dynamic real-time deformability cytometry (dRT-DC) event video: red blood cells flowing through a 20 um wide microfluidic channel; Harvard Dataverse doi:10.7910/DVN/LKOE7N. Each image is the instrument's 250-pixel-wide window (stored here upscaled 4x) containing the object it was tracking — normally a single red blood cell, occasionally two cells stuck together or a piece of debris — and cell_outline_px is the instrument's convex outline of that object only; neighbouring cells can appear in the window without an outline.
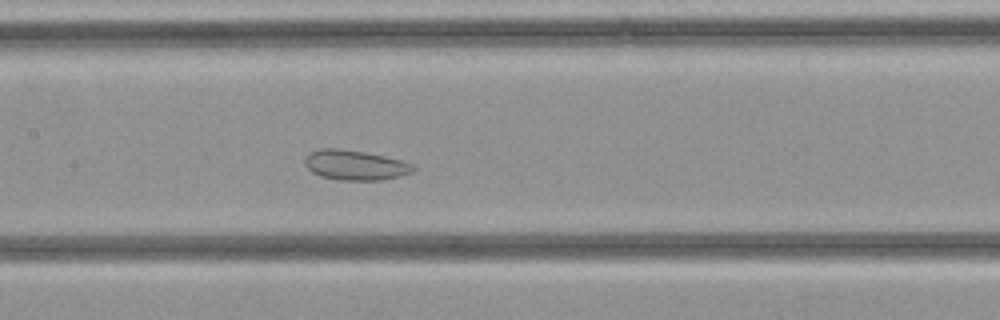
{"species": "common noctule bat (a hibernating species)", "species_latin": "Nyctalus noctula", "temperature_condition": "cold", "stored_images_in_passage": 35, "camera_frame_rate_fps": 3000, "um_per_image_px": 0.085, "animal": {"sex": "female", "body_mass_g": 21.9}, "frame": {"image": 1, "passage_image": 16, "time_ms": 5.0, "image_size_px": [1000, 320], "cell_outline_px": [[416, 168], [412, 172], [380, 180], [340, 180], [320, 176], [312, 172], [304, 164], [304, 156], [308, 152], [320, 148], [340, 148], [364, 152], [404, 160], [416, 164]], "centroid_in_image_um": [30.17, 14.01], "position_along_channel_um": 177.2, "area_um2": 19.13}}